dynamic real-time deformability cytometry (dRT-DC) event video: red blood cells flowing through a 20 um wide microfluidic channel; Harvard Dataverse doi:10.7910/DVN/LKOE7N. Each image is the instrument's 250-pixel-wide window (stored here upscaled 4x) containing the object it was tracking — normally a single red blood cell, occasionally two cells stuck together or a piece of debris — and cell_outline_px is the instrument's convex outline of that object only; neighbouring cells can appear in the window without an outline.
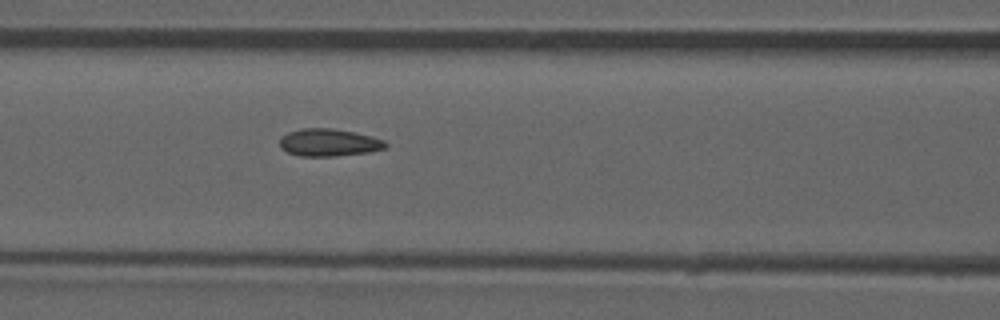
{"species": "common noctule bat (a hibernating species)", "species_latin": "Nyctalus noctula", "temperature_condition": "room temperature", "stored_images_in_passage": 38, "camera_frame_rate_fps": 3000, "um_per_image_px": 0.085, "animal": {"sex": "male", "forearm_length_mm": 52.5}, "frame": {"image": 1, "passage_image": 22, "time_ms": 7.0, "image_size_px": [1000, 320], "cell_outline_px": [[388, 144], [384, 148], [368, 152], [336, 156], [300, 156], [288, 152], [280, 148], [280, 136], [288, 132], [304, 128], [332, 128], [356, 132], [372, 136], [384, 140]], "centroid_in_image_um": [27.94, 12.11], "position_along_channel_um": 138.7, "area_um2": 16.99}}